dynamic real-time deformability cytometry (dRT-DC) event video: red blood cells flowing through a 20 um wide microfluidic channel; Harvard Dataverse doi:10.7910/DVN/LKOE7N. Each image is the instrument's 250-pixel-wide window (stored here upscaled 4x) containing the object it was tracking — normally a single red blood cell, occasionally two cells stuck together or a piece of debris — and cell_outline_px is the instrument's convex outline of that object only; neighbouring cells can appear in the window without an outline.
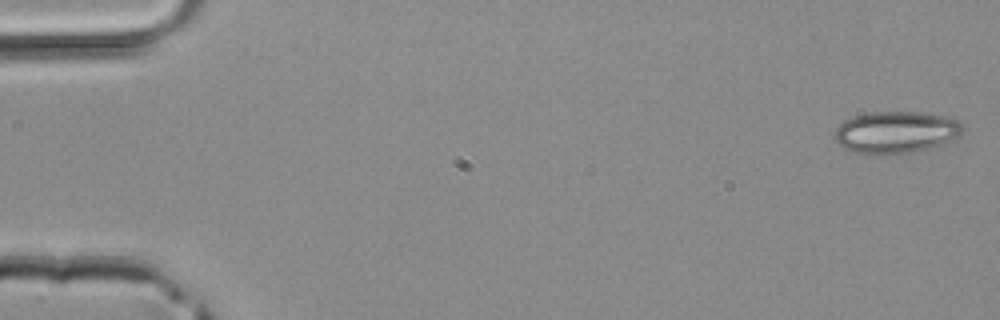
{"species": "common noctule bat (a hibernating species)", "species_latin": "Nyctalus noctula", "temperature_condition": "room temperature", "stored_images_in_passage": 4, "segment_of_instrument_passage": [1, 2], "camera_frame_rate_fps": 3000, "um_per_image_px": 0.085, "animal": {"sex": "male", "body_mass_g": 20.4}, "frame": {"image": 1, "passage_image": 1, "time_ms": 0.0, "image_size_px": [1000, 320], "cell_outline_px": [[964, 128], [960, 136], [940, 144], [928, 148], [912, 152], [884, 156], [868, 156], [848, 152], [832, 136], [836, 128], [844, 120], [852, 116], [868, 112], [920, 112], [944, 116], [956, 120]], "centroid_in_image_um": [76.06, 11.27], "position_along_channel_um": 8.9, "area_um2": 31.91}}
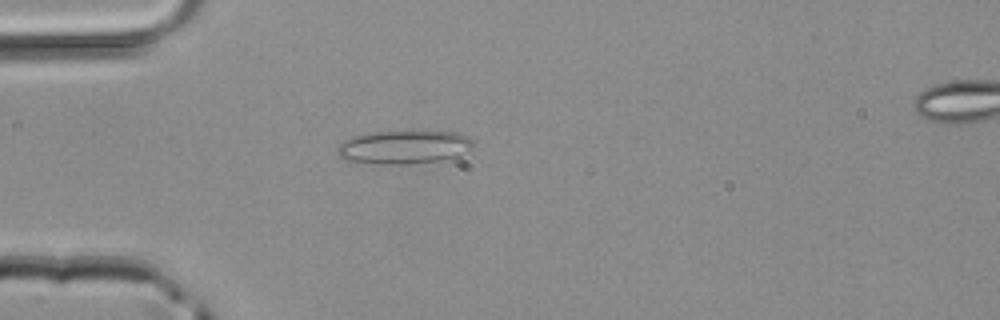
{"frame": {"image": 2, "passage_image": 3, "time_ms": 0.667, "image_size_px": [1000, 320], "cell_outline_px": [[472, 148], [456, 156], [440, 160], [408, 164], [384, 164], [344, 160], [336, 152], [336, 148], [340, 144], [352, 136], [376, 132], [408, 128], [456, 132], [468, 136], [472, 140]], "centroid_in_image_um": [34.34, 12.45], "position_along_channel_um": 50.7, "area_um2": 27.22}}